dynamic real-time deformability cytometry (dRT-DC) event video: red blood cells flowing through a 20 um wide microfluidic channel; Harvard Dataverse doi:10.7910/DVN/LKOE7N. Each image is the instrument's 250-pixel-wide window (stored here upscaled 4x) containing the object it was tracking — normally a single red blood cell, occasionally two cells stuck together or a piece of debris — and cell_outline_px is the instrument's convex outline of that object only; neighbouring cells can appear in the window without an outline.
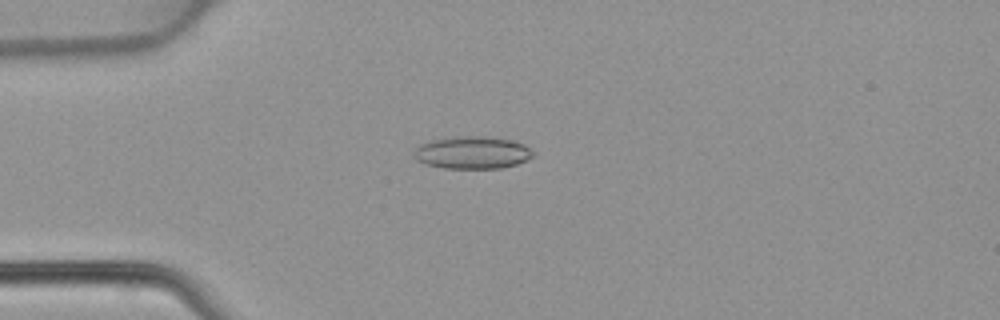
{"species": "common noctule bat (a hibernating species)", "species_latin": "Nyctalus noctula", "temperature_condition": "warm", "stored_images_in_passage": 48, "camera_frame_rate_fps": 3000, "um_per_image_px": 0.085, "animal": {"sex": "female", "body_mass_g": 22.7, "forearm_length_mm": 54.2}, "frame": {"image": 1, "passage_image": 13, "time_ms": 4.0, "image_size_px": [1000, 320], "cell_outline_px": [[536, 156], [528, 160], [516, 164], [500, 168], [444, 168], [424, 164], [416, 160], [412, 156], [416, 148], [420, 144], [432, 140], [456, 136], [488, 136], [512, 140], [524, 144], [536, 152]], "centroid_in_image_um": [40.18, 12.97], "position_along_channel_um": 44.8, "area_um2": 22.89}}
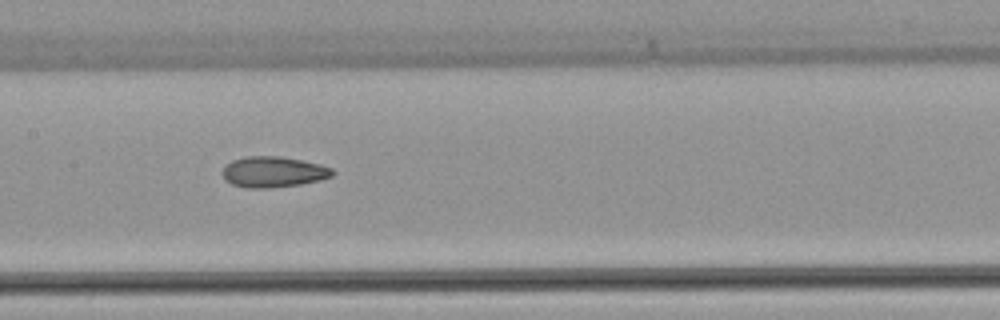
{"frame": {"image": 2, "passage_image": 24, "time_ms": 7.667, "image_size_px": [1000, 320], "cell_outline_px": [[336, 172], [332, 176], [320, 180], [300, 184], [268, 188], [248, 188], [232, 184], [224, 180], [220, 172], [224, 164], [232, 160], [244, 156], [280, 156], [320, 164], [332, 168]], "centroid_in_image_um": [23.18, 14.61], "position_along_channel_um": 184.2, "area_um2": 20.0}}
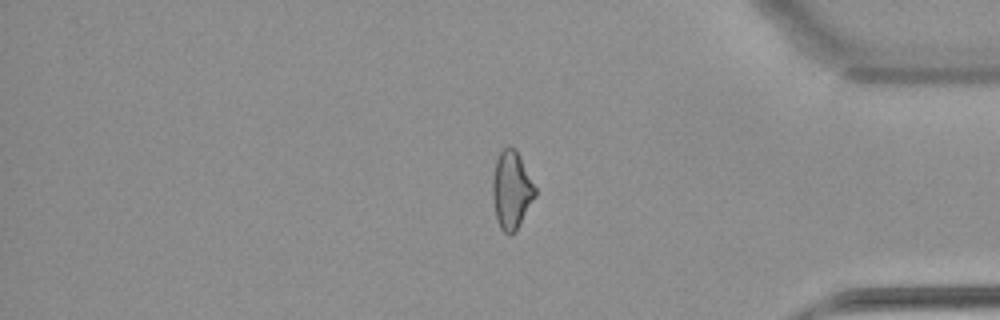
{"frame": {"image": 3, "passage_image": 40, "time_ms": 13.0, "image_size_px": [1000, 320], "cell_outline_px": [[536, 196], [516, 232], [508, 236], [500, 228], [496, 220], [492, 196], [492, 180], [496, 160], [500, 152], [508, 144], [516, 148], [536, 188]], "centroid_in_image_um": [43.47, 16.17], "position_along_channel_um": 391.7, "area_um2": 19.65}}